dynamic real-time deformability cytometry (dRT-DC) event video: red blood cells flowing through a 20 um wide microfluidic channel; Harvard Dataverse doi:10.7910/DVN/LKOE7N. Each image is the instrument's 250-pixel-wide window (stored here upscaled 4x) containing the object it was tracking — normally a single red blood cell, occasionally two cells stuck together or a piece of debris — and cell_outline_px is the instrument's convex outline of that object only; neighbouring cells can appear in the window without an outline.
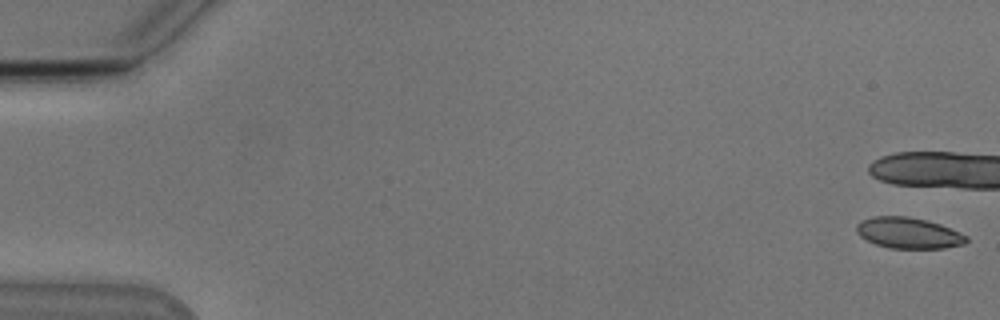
{"species": "Egyptian fruit bat (a non-hibernating species)", "species_latin": "Rousettus aegyptiacus", "temperature_condition": "cold", "stored_images_in_passage": 9, "camera_frame_rate_fps": 3000, "um_per_image_px": 0.085, "animal": {"sex": "male"}, "frame": {"image": 1, "passage_image": 1, "time_ms": 0.0, "image_size_px": [1000, 320], "cell_outline_px": [[968, 240], [964, 244], [944, 248], [888, 248], [876, 244], [860, 236], [856, 232], [856, 224], [872, 216], [908, 216], [940, 224], [960, 232], [968, 236]], "centroid_in_image_um": [77.23, 19.8], "position_along_channel_um": 7.8, "area_um2": 19.77}}